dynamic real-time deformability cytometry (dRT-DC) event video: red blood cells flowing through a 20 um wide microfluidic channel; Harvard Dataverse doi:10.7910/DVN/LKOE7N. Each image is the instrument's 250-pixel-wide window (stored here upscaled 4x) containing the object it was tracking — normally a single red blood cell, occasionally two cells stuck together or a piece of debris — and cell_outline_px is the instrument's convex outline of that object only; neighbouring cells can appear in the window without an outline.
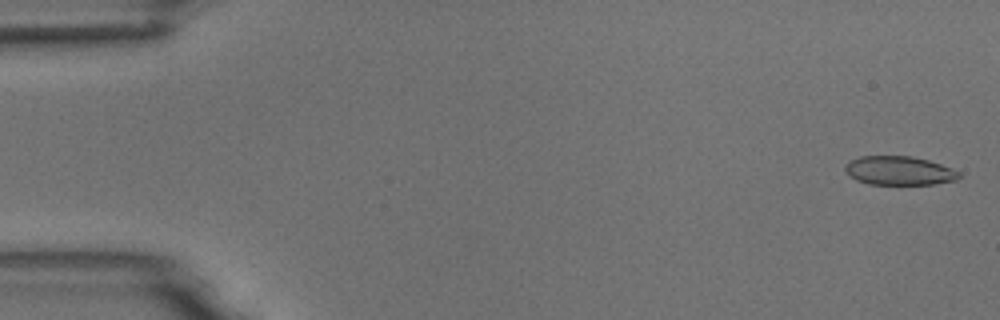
{"species": "common noctule bat (a hibernating species)", "species_latin": "Nyctalus noctula", "temperature_condition": "room temperature", "stored_images_in_passage": 5, "camera_frame_rate_fps": 3000, "um_per_image_px": 0.085, "animal": {"sex": "male", "body_mass_g": 18.8}, "frame": {"image": 1, "passage_image": 1, "time_ms": 0.0, "image_size_px": [1000, 320], "cell_outline_px": [[960, 176], [956, 180], [932, 184], [868, 184], [856, 180], [844, 168], [844, 164], [848, 160], [860, 156], [912, 156], [928, 160], [952, 168], [960, 172]], "centroid_in_image_um": [76.41, 14.5], "position_along_channel_um": 8.6, "area_um2": 19.13}}
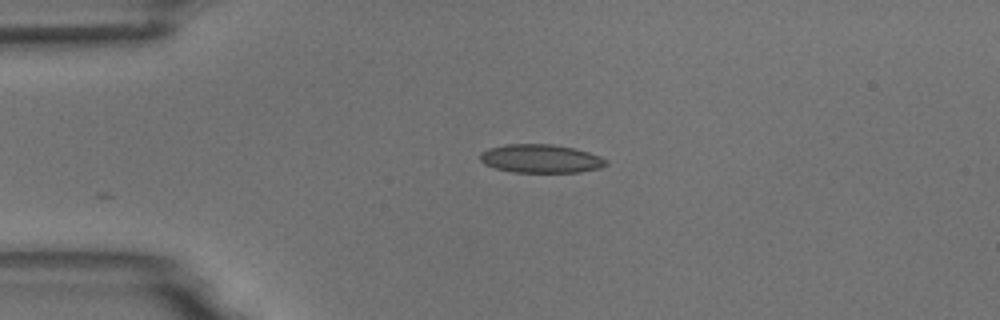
{"frame": {"image": 2, "passage_image": 4, "time_ms": 3.667, "image_size_px": [1000, 320], "cell_outline_px": [[608, 164], [600, 168], [580, 172], [516, 172], [496, 168], [484, 164], [480, 160], [480, 152], [488, 148], [504, 144], [552, 144], [572, 148], [588, 152], [600, 156], [608, 160]], "centroid_in_image_um": [45.96, 13.48], "position_along_channel_um": 39.0, "area_um2": 20.92}}